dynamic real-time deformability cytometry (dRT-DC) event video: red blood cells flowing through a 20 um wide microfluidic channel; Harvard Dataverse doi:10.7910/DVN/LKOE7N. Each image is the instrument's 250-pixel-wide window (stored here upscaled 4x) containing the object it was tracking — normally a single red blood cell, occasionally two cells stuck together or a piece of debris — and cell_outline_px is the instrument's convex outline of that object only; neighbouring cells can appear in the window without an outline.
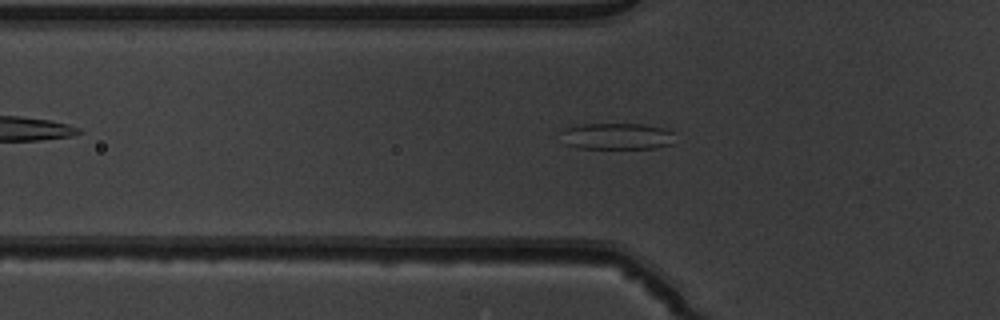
{"species": "common noctule bat (a hibernating species)", "species_latin": "Nyctalus noctula", "temperature_condition": "warm", "stored_images_in_passage": 42, "camera_frame_rate_fps": 3000, "um_per_image_px": 0.085, "animal": {"sex": "male", "body_mass_g": 19.5, "forearm_length_mm": 54.6}, "frame": {"image": 1, "passage_image": 12, "time_ms": 3.667, "image_size_px": [1000, 320], "cell_outline_px": [[676, 144], [656, 148], [576, 148], [564, 144], [560, 132], [564, 128], [584, 124], [644, 124], [664, 128], [672, 132]], "centroid_in_image_um": [52.44, 11.59], "position_along_channel_um": 73.4, "area_um2": 17.86}}
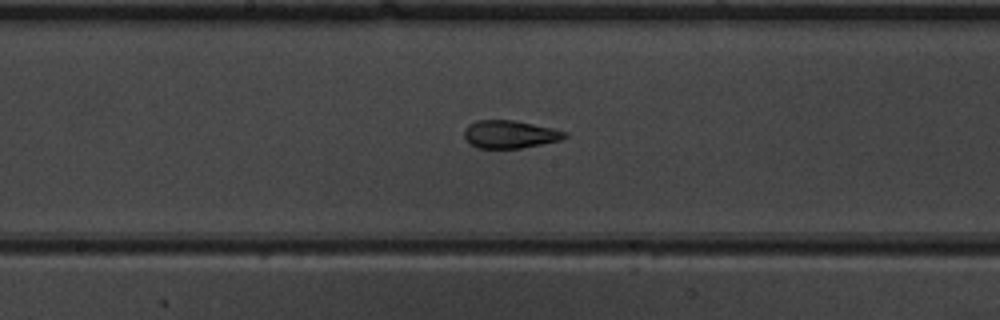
{"frame": {"image": 2, "passage_image": 22, "time_ms": 7.0, "image_size_px": [1000, 320], "cell_outline_px": [[568, 136], [560, 140], [520, 148], [476, 148], [464, 136], [464, 128], [468, 124], [476, 120], [512, 120], [552, 128], [568, 132]], "centroid_in_image_um": [43.32, 11.41], "position_along_channel_um": 204.9, "area_um2": 16.18}}
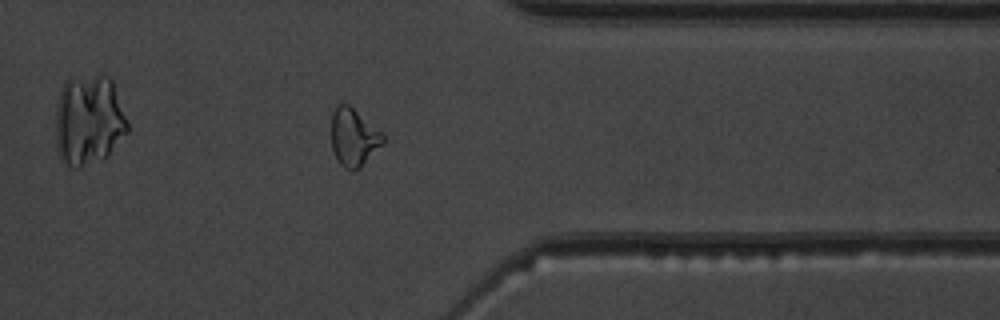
{"frame": {"image": 3, "passage_image": 36, "time_ms": 11.667, "image_size_px": [1000, 320], "cell_outline_px": [[384, 144], [360, 168], [344, 168], [336, 160], [332, 148], [332, 112], [340, 104], [348, 104], [380, 132], [384, 136]], "centroid_in_image_um": [30.05, 11.7], "position_along_channel_um": 381.3, "area_um2": 16.99}, "authors_computed_cell_mechanics": {"area_um2": 17.0221, "velocity_mm_per_s": 3.9335, "shape_relaxation_time_tau1_ms": 8.5815, "shape_relaxation_time_tau2_ms": 1.3704, "deformation_change_tau1": 0.2261, "deformation_change_tau2": 0.0912}}